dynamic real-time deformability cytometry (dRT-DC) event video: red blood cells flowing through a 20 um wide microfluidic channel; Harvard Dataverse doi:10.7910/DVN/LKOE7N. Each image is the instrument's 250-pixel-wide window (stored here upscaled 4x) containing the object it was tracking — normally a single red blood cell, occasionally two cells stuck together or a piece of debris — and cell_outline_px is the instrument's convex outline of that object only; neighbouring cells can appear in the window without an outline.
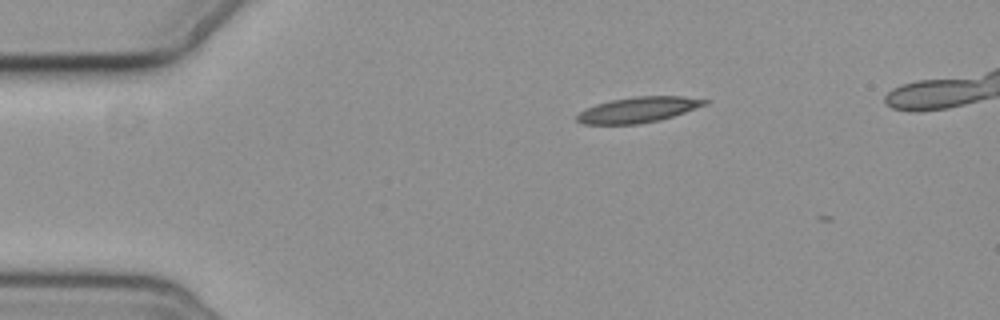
{"species": "common noctule bat (a hibernating species)", "species_latin": "Nyctalus noctula", "temperature_condition": "cold", "stored_images_in_passage": 3, "camera_frame_rate_fps": 3000, "um_per_image_px": 0.085, "animal": {"sex": "female", "body_mass_g": 19.3, "forearm_length_mm": 54.1}, "frame": {"image": 1, "passage_image": 1, "time_ms": 0.0, "image_size_px": [1000, 320], "cell_outline_px": [[712, 100], [708, 104], [660, 120], [640, 124], [584, 124], [576, 120], [576, 116], [580, 112], [596, 104], [612, 100], [636, 96], [684, 96]], "centroid_in_image_um": [54.29, 9.32], "position_along_channel_um": 30.7, "area_um2": 18.96}}